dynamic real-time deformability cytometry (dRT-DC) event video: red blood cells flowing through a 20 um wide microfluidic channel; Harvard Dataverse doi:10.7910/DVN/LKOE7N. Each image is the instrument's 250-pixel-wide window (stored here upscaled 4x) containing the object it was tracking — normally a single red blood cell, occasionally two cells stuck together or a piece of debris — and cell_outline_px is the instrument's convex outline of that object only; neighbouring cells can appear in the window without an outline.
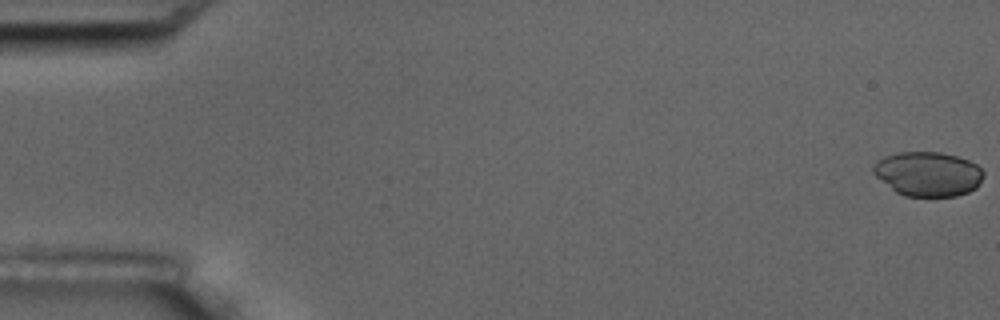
{"species": "common noctule bat (a hibernating species)", "species_latin": "Nyctalus noctula", "temperature_condition": "room temperature", "stored_images_in_passage": 6, "camera_frame_rate_fps": 3000, "um_per_image_px": 0.085, "animal": {"sex": "male", "body_mass_g": 17.5, "forearm_length_mm": 52.3}, "frame": {"image": 1, "passage_image": 1, "time_ms": 0.0, "image_size_px": [1000, 320], "cell_outline_px": [[984, 176], [980, 184], [976, 188], [968, 192], [956, 196], [904, 196], [896, 192], [876, 176], [872, 172], [872, 164], [884, 156], [900, 152], [940, 152], [956, 156], [968, 160], [976, 164], [984, 172]], "centroid_in_image_um": [78.88, 14.78], "position_along_channel_um": 6.1, "area_um2": 28.67}}
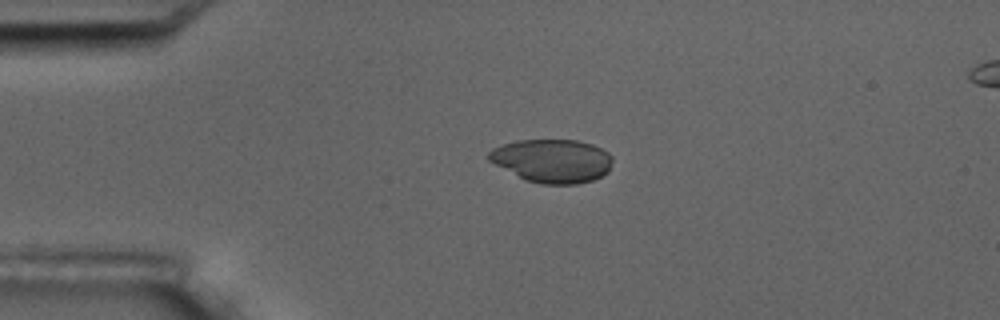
{"frame": {"image": 2, "passage_image": 4, "time_ms": 4.333, "image_size_px": [1000, 320], "cell_outline_px": [[612, 160], [608, 172], [592, 180], [576, 184], [540, 184], [524, 180], [488, 160], [488, 152], [492, 148], [500, 144], [516, 140], [576, 140], [592, 144], [608, 152], [612, 156]], "centroid_in_image_um": [46.91, 13.66], "position_along_channel_um": 38.1, "area_um2": 31.44}}